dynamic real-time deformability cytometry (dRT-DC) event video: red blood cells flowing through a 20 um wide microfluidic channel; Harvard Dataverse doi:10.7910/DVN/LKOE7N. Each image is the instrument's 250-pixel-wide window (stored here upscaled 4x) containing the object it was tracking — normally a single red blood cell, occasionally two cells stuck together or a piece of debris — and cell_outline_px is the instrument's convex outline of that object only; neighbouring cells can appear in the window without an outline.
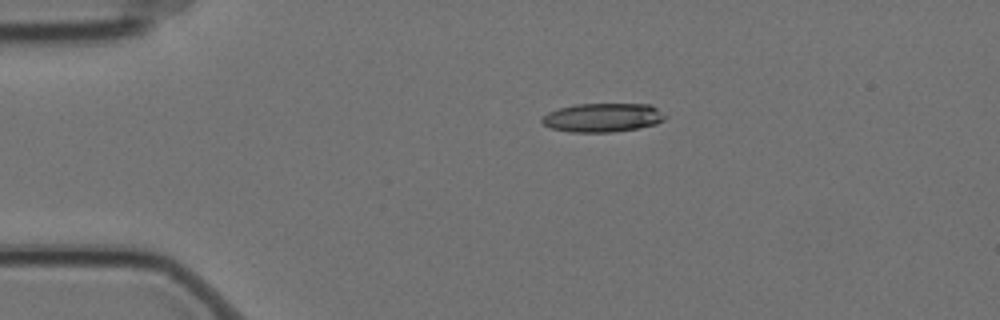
{"species": "Egyptian fruit bat (a non-hibernating species)", "species_latin": "Rousettus aegyptiacus", "temperature_condition": "cold", "stored_images_in_passage": 2, "camera_frame_rate_fps": 3000, "um_per_image_px": 0.085, "animal": {"sex": "female"}, "frame": {"image": 1, "passage_image": 1, "time_ms": 0.0, "image_size_px": [1000, 320], "cell_outline_px": [[668, 116], [664, 120], [656, 124], [640, 128], [612, 132], [568, 132], [552, 128], [544, 124], [540, 120], [548, 112], [560, 108], [576, 104], [652, 104]], "centroid_in_image_um": [51.28, 9.99], "position_along_channel_um": 33.7, "area_um2": 20.81}}